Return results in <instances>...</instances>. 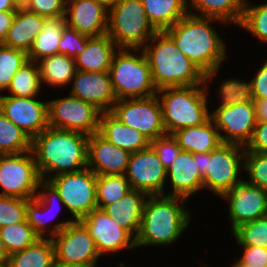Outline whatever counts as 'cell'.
<instances>
[{
    "mask_svg": "<svg viewBox=\"0 0 267 267\" xmlns=\"http://www.w3.org/2000/svg\"><path fill=\"white\" fill-rule=\"evenodd\" d=\"M211 21L224 22L217 18L188 13L175 25L165 30L177 48L204 73V85L217 74L218 68L226 57L225 44L210 25Z\"/></svg>",
    "mask_w": 267,
    "mask_h": 267,
    "instance_id": "obj_1",
    "label": "cell"
},
{
    "mask_svg": "<svg viewBox=\"0 0 267 267\" xmlns=\"http://www.w3.org/2000/svg\"><path fill=\"white\" fill-rule=\"evenodd\" d=\"M88 137L75 131L48 127L31 142V151L41 179L87 168Z\"/></svg>",
    "mask_w": 267,
    "mask_h": 267,
    "instance_id": "obj_2",
    "label": "cell"
},
{
    "mask_svg": "<svg viewBox=\"0 0 267 267\" xmlns=\"http://www.w3.org/2000/svg\"><path fill=\"white\" fill-rule=\"evenodd\" d=\"M143 207L135 246L168 245L176 241L189 226L190 212L184 198L167 195L148 196Z\"/></svg>",
    "mask_w": 267,
    "mask_h": 267,
    "instance_id": "obj_3",
    "label": "cell"
},
{
    "mask_svg": "<svg viewBox=\"0 0 267 267\" xmlns=\"http://www.w3.org/2000/svg\"><path fill=\"white\" fill-rule=\"evenodd\" d=\"M142 49L157 89L204 84V73L176 46L165 31H157Z\"/></svg>",
    "mask_w": 267,
    "mask_h": 267,
    "instance_id": "obj_4",
    "label": "cell"
},
{
    "mask_svg": "<svg viewBox=\"0 0 267 267\" xmlns=\"http://www.w3.org/2000/svg\"><path fill=\"white\" fill-rule=\"evenodd\" d=\"M207 89L208 86L203 84L158 89L157 93L162 94L159 102L167 134L186 127L199 126L210 118L206 99Z\"/></svg>",
    "mask_w": 267,
    "mask_h": 267,
    "instance_id": "obj_5",
    "label": "cell"
},
{
    "mask_svg": "<svg viewBox=\"0 0 267 267\" xmlns=\"http://www.w3.org/2000/svg\"><path fill=\"white\" fill-rule=\"evenodd\" d=\"M129 48H119L109 69L112 88L117 100L149 98L157 95L149 61L144 50L133 55Z\"/></svg>",
    "mask_w": 267,
    "mask_h": 267,
    "instance_id": "obj_6",
    "label": "cell"
},
{
    "mask_svg": "<svg viewBox=\"0 0 267 267\" xmlns=\"http://www.w3.org/2000/svg\"><path fill=\"white\" fill-rule=\"evenodd\" d=\"M156 32L147 18L141 0H119L108 11L107 34L119 48H129L136 52Z\"/></svg>",
    "mask_w": 267,
    "mask_h": 267,
    "instance_id": "obj_7",
    "label": "cell"
},
{
    "mask_svg": "<svg viewBox=\"0 0 267 267\" xmlns=\"http://www.w3.org/2000/svg\"><path fill=\"white\" fill-rule=\"evenodd\" d=\"M55 248V262L63 265L96 267L99 258L94 239L80 221L55 223L50 236Z\"/></svg>",
    "mask_w": 267,
    "mask_h": 267,
    "instance_id": "obj_8",
    "label": "cell"
},
{
    "mask_svg": "<svg viewBox=\"0 0 267 267\" xmlns=\"http://www.w3.org/2000/svg\"><path fill=\"white\" fill-rule=\"evenodd\" d=\"M244 154V146L232 143H222L216 149L207 152L203 188H209L214 194L222 197L240 184L243 180L238 179V174L240 167H244L241 161L244 160Z\"/></svg>",
    "mask_w": 267,
    "mask_h": 267,
    "instance_id": "obj_9",
    "label": "cell"
},
{
    "mask_svg": "<svg viewBox=\"0 0 267 267\" xmlns=\"http://www.w3.org/2000/svg\"><path fill=\"white\" fill-rule=\"evenodd\" d=\"M59 192L63 205L80 221L97 208L96 174L88 167L46 178Z\"/></svg>",
    "mask_w": 267,
    "mask_h": 267,
    "instance_id": "obj_10",
    "label": "cell"
},
{
    "mask_svg": "<svg viewBox=\"0 0 267 267\" xmlns=\"http://www.w3.org/2000/svg\"><path fill=\"white\" fill-rule=\"evenodd\" d=\"M41 180L32 151L0 155V196L33 199Z\"/></svg>",
    "mask_w": 267,
    "mask_h": 267,
    "instance_id": "obj_11",
    "label": "cell"
},
{
    "mask_svg": "<svg viewBox=\"0 0 267 267\" xmlns=\"http://www.w3.org/2000/svg\"><path fill=\"white\" fill-rule=\"evenodd\" d=\"M48 125L90 136L99 131L101 111L78 97L47 101Z\"/></svg>",
    "mask_w": 267,
    "mask_h": 267,
    "instance_id": "obj_12",
    "label": "cell"
},
{
    "mask_svg": "<svg viewBox=\"0 0 267 267\" xmlns=\"http://www.w3.org/2000/svg\"><path fill=\"white\" fill-rule=\"evenodd\" d=\"M110 112L123 124L136 129L150 141L167 134L158 95L117 100Z\"/></svg>",
    "mask_w": 267,
    "mask_h": 267,
    "instance_id": "obj_13",
    "label": "cell"
},
{
    "mask_svg": "<svg viewBox=\"0 0 267 267\" xmlns=\"http://www.w3.org/2000/svg\"><path fill=\"white\" fill-rule=\"evenodd\" d=\"M210 118L218 131L226 132L220 135L222 143L246 147L257 124L255 101L217 107Z\"/></svg>",
    "mask_w": 267,
    "mask_h": 267,
    "instance_id": "obj_14",
    "label": "cell"
},
{
    "mask_svg": "<svg viewBox=\"0 0 267 267\" xmlns=\"http://www.w3.org/2000/svg\"><path fill=\"white\" fill-rule=\"evenodd\" d=\"M125 177L132 189L148 196L165 194L166 169L151 146L130 154Z\"/></svg>",
    "mask_w": 267,
    "mask_h": 267,
    "instance_id": "obj_15",
    "label": "cell"
},
{
    "mask_svg": "<svg viewBox=\"0 0 267 267\" xmlns=\"http://www.w3.org/2000/svg\"><path fill=\"white\" fill-rule=\"evenodd\" d=\"M0 111L32 140L48 125L47 102L35 97L1 96Z\"/></svg>",
    "mask_w": 267,
    "mask_h": 267,
    "instance_id": "obj_16",
    "label": "cell"
},
{
    "mask_svg": "<svg viewBox=\"0 0 267 267\" xmlns=\"http://www.w3.org/2000/svg\"><path fill=\"white\" fill-rule=\"evenodd\" d=\"M80 222L94 239L99 255L136 248L135 239L103 209L95 208Z\"/></svg>",
    "mask_w": 267,
    "mask_h": 267,
    "instance_id": "obj_17",
    "label": "cell"
},
{
    "mask_svg": "<svg viewBox=\"0 0 267 267\" xmlns=\"http://www.w3.org/2000/svg\"><path fill=\"white\" fill-rule=\"evenodd\" d=\"M221 198L229 201V214L233 232L240 225L267 214V191L243 180Z\"/></svg>",
    "mask_w": 267,
    "mask_h": 267,
    "instance_id": "obj_18",
    "label": "cell"
},
{
    "mask_svg": "<svg viewBox=\"0 0 267 267\" xmlns=\"http://www.w3.org/2000/svg\"><path fill=\"white\" fill-rule=\"evenodd\" d=\"M72 80L74 83L70 95L94 105L101 112L112 110L117 98L108 71L84 72L77 70Z\"/></svg>",
    "mask_w": 267,
    "mask_h": 267,
    "instance_id": "obj_19",
    "label": "cell"
},
{
    "mask_svg": "<svg viewBox=\"0 0 267 267\" xmlns=\"http://www.w3.org/2000/svg\"><path fill=\"white\" fill-rule=\"evenodd\" d=\"M129 157V152L110 143L98 132L88 137L87 167L96 175H125Z\"/></svg>",
    "mask_w": 267,
    "mask_h": 267,
    "instance_id": "obj_20",
    "label": "cell"
},
{
    "mask_svg": "<svg viewBox=\"0 0 267 267\" xmlns=\"http://www.w3.org/2000/svg\"><path fill=\"white\" fill-rule=\"evenodd\" d=\"M65 17L69 27L86 36L107 34L108 11L93 0H66Z\"/></svg>",
    "mask_w": 267,
    "mask_h": 267,
    "instance_id": "obj_21",
    "label": "cell"
},
{
    "mask_svg": "<svg viewBox=\"0 0 267 267\" xmlns=\"http://www.w3.org/2000/svg\"><path fill=\"white\" fill-rule=\"evenodd\" d=\"M170 177L172 193L167 196L188 199L190 195L203 189V177L200 175L194 153L181 151L175 161L166 170Z\"/></svg>",
    "mask_w": 267,
    "mask_h": 267,
    "instance_id": "obj_22",
    "label": "cell"
},
{
    "mask_svg": "<svg viewBox=\"0 0 267 267\" xmlns=\"http://www.w3.org/2000/svg\"><path fill=\"white\" fill-rule=\"evenodd\" d=\"M98 133L130 154L150 146V140L145 135L123 124L110 111L101 113Z\"/></svg>",
    "mask_w": 267,
    "mask_h": 267,
    "instance_id": "obj_23",
    "label": "cell"
},
{
    "mask_svg": "<svg viewBox=\"0 0 267 267\" xmlns=\"http://www.w3.org/2000/svg\"><path fill=\"white\" fill-rule=\"evenodd\" d=\"M46 18L19 7L2 45L28 54Z\"/></svg>",
    "mask_w": 267,
    "mask_h": 267,
    "instance_id": "obj_24",
    "label": "cell"
},
{
    "mask_svg": "<svg viewBox=\"0 0 267 267\" xmlns=\"http://www.w3.org/2000/svg\"><path fill=\"white\" fill-rule=\"evenodd\" d=\"M148 195L138 190H130L118 201L106 205L103 210L135 239L140 228L143 207Z\"/></svg>",
    "mask_w": 267,
    "mask_h": 267,
    "instance_id": "obj_25",
    "label": "cell"
},
{
    "mask_svg": "<svg viewBox=\"0 0 267 267\" xmlns=\"http://www.w3.org/2000/svg\"><path fill=\"white\" fill-rule=\"evenodd\" d=\"M115 47L118 49L108 34L89 37L85 49L74 58L77 70L84 72L109 71L113 56L117 52Z\"/></svg>",
    "mask_w": 267,
    "mask_h": 267,
    "instance_id": "obj_26",
    "label": "cell"
},
{
    "mask_svg": "<svg viewBox=\"0 0 267 267\" xmlns=\"http://www.w3.org/2000/svg\"><path fill=\"white\" fill-rule=\"evenodd\" d=\"M220 131L211 118L199 126L186 127L172 133L183 151L207 153L222 144Z\"/></svg>",
    "mask_w": 267,
    "mask_h": 267,
    "instance_id": "obj_27",
    "label": "cell"
},
{
    "mask_svg": "<svg viewBox=\"0 0 267 267\" xmlns=\"http://www.w3.org/2000/svg\"><path fill=\"white\" fill-rule=\"evenodd\" d=\"M187 1L141 0L149 22L157 31H165L187 15Z\"/></svg>",
    "mask_w": 267,
    "mask_h": 267,
    "instance_id": "obj_28",
    "label": "cell"
},
{
    "mask_svg": "<svg viewBox=\"0 0 267 267\" xmlns=\"http://www.w3.org/2000/svg\"><path fill=\"white\" fill-rule=\"evenodd\" d=\"M65 25V16L46 19L27 54L28 60L38 62L42 58L59 54V43Z\"/></svg>",
    "mask_w": 267,
    "mask_h": 267,
    "instance_id": "obj_29",
    "label": "cell"
},
{
    "mask_svg": "<svg viewBox=\"0 0 267 267\" xmlns=\"http://www.w3.org/2000/svg\"><path fill=\"white\" fill-rule=\"evenodd\" d=\"M36 63L39 69L41 84L42 82H47V84L54 87L64 86L72 82L71 80L77 71L74 58L63 54L45 57Z\"/></svg>",
    "mask_w": 267,
    "mask_h": 267,
    "instance_id": "obj_30",
    "label": "cell"
},
{
    "mask_svg": "<svg viewBox=\"0 0 267 267\" xmlns=\"http://www.w3.org/2000/svg\"><path fill=\"white\" fill-rule=\"evenodd\" d=\"M55 248L52 239L39 238L21 252L9 255V267H53Z\"/></svg>",
    "mask_w": 267,
    "mask_h": 267,
    "instance_id": "obj_31",
    "label": "cell"
},
{
    "mask_svg": "<svg viewBox=\"0 0 267 267\" xmlns=\"http://www.w3.org/2000/svg\"><path fill=\"white\" fill-rule=\"evenodd\" d=\"M40 187L45 192L39 193L33 199H29L27 201L26 219L39 238H44L43 234L47 231V227H45L47 222L43 215H41L43 214L40 213L41 210L46 209L48 203H53L55 201L54 199H56V202H58L59 205L61 203L63 204V201L59 192L48 180L42 179L39 183L38 189ZM51 200H53V202H51ZM48 220L50 219L48 218Z\"/></svg>",
    "mask_w": 267,
    "mask_h": 267,
    "instance_id": "obj_32",
    "label": "cell"
},
{
    "mask_svg": "<svg viewBox=\"0 0 267 267\" xmlns=\"http://www.w3.org/2000/svg\"><path fill=\"white\" fill-rule=\"evenodd\" d=\"M191 7L195 8L199 14L190 12L189 14L212 17L224 22L232 21L240 25L243 17V0H189ZM201 13V14H200Z\"/></svg>",
    "mask_w": 267,
    "mask_h": 267,
    "instance_id": "obj_33",
    "label": "cell"
},
{
    "mask_svg": "<svg viewBox=\"0 0 267 267\" xmlns=\"http://www.w3.org/2000/svg\"><path fill=\"white\" fill-rule=\"evenodd\" d=\"M130 190L132 188L125 175H96L97 208L103 209L118 201Z\"/></svg>",
    "mask_w": 267,
    "mask_h": 267,
    "instance_id": "obj_34",
    "label": "cell"
},
{
    "mask_svg": "<svg viewBox=\"0 0 267 267\" xmlns=\"http://www.w3.org/2000/svg\"><path fill=\"white\" fill-rule=\"evenodd\" d=\"M30 137L0 111V155L31 151Z\"/></svg>",
    "mask_w": 267,
    "mask_h": 267,
    "instance_id": "obj_35",
    "label": "cell"
},
{
    "mask_svg": "<svg viewBox=\"0 0 267 267\" xmlns=\"http://www.w3.org/2000/svg\"><path fill=\"white\" fill-rule=\"evenodd\" d=\"M41 87V80L38 65L28 60L13 76L10 86L7 88L10 96L35 97Z\"/></svg>",
    "mask_w": 267,
    "mask_h": 267,
    "instance_id": "obj_36",
    "label": "cell"
},
{
    "mask_svg": "<svg viewBox=\"0 0 267 267\" xmlns=\"http://www.w3.org/2000/svg\"><path fill=\"white\" fill-rule=\"evenodd\" d=\"M0 239L3 241L8 254L11 255L34 244L39 236L33 231L26 219L23 222L1 227Z\"/></svg>",
    "mask_w": 267,
    "mask_h": 267,
    "instance_id": "obj_37",
    "label": "cell"
},
{
    "mask_svg": "<svg viewBox=\"0 0 267 267\" xmlns=\"http://www.w3.org/2000/svg\"><path fill=\"white\" fill-rule=\"evenodd\" d=\"M233 234L241 246H258L267 249V214L240 225Z\"/></svg>",
    "mask_w": 267,
    "mask_h": 267,
    "instance_id": "obj_38",
    "label": "cell"
},
{
    "mask_svg": "<svg viewBox=\"0 0 267 267\" xmlns=\"http://www.w3.org/2000/svg\"><path fill=\"white\" fill-rule=\"evenodd\" d=\"M27 61L24 51L0 44V92L10 86L15 73Z\"/></svg>",
    "mask_w": 267,
    "mask_h": 267,
    "instance_id": "obj_39",
    "label": "cell"
},
{
    "mask_svg": "<svg viewBox=\"0 0 267 267\" xmlns=\"http://www.w3.org/2000/svg\"><path fill=\"white\" fill-rule=\"evenodd\" d=\"M248 5V1H244L240 26L265 43L267 42V3L254 7H248Z\"/></svg>",
    "mask_w": 267,
    "mask_h": 267,
    "instance_id": "obj_40",
    "label": "cell"
},
{
    "mask_svg": "<svg viewBox=\"0 0 267 267\" xmlns=\"http://www.w3.org/2000/svg\"><path fill=\"white\" fill-rule=\"evenodd\" d=\"M220 86L221 105L219 107L253 101L252 82L227 79Z\"/></svg>",
    "mask_w": 267,
    "mask_h": 267,
    "instance_id": "obj_41",
    "label": "cell"
},
{
    "mask_svg": "<svg viewBox=\"0 0 267 267\" xmlns=\"http://www.w3.org/2000/svg\"><path fill=\"white\" fill-rule=\"evenodd\" d=\"M244 169L249 173V184L267 191V153L249 151L245 148Z\"/></svg>",
    "mask_w": 267,
    "mask_h": 267,
    "instance_id": "obj_42",
    "label": "cell"
},
{
    "mask_svg": "<svg viewBox=\"0 0 267 267\" xmlns=\"http://www.w3.org/2000/svg\"><path fill=\"white\" fill-rule=\"evenodd\" d=\"M29 199L0 196V228L26 220V205Z\"/></svg>",
    "mask_w": 267,
    "mask_h": 267,
    "instance_id": "obj_43",
    "label": "cell"
},
{
    "mask_svg": "<svg viewBox=\"0 0 267 267\" xmlns=\"http://www.w3.org/2000/svg\"><path fill=\"white\" fill-rule=\"evenodd\" d=\"M89 36L79 33L67 24L62 30L61 41L59 43V54L75 58L85 49Z\"/></svg>",
    "mask_w": 267,
    "mask_h": 267,
    "instance_id": "obj_44",
    "label": "cell"
},
{
    "mask_svg": "<svg viewBox=\"0 0 267 267\" xmlns=\"http://www.w3.org/2000/svg\"><path fill=\"white\" fill-rule=\"evenodd\" d=\"M150 146L157 153L162 165L167 170L182 149L172 134H165L150 141Z\"/></svg>",
    "mask_w": 267,
    "mask_h": 267,
    "instance_id": "obj_45",
    "label": "cell"
},
{
    "mask_svg": "<svg viewBox=\"0 0 267 267\" xmlns=\"http://www.w3.org/2000/svg\"><path fill=\"white\" fill-rule=\"evenodd\" d=\"M23 7L46 19L66 16V0H27Z\"/></svg>",
    "mask_w": 267,
    "mask_h": 267,
    "instance_id": "obj_46",
    "label": "cell"
},
{
    "mask_svg": "<svg viewBox=\"0 0 267 267\" xmlns=\"http://www.w3.org/2000/svg\"><path fill=\"white\" fill-rule=\"evenodd\" d=\"M243 256L238 262L246 267H267V249L258 246H242Z\"/></svg>",
    "mask_w": 267,
    "mask_h": 267,
    "instance_id": "obj_47",
    "label": "cell"
},
{
    "mask_svg": "<svg viewBox=\"0 0 267 267\" xmlns=\"http://www.w3.org/2000/svg\"><path fill=\"white\" fill-rule=\"evenodd\" d=\"M246 149L253 152L267 153V121H257L253 136Z\"/></svg>",
    "mask_w": 267,
    "mask_h": 267,
    "instance_id": "obj_48",
    "label": "cell"
},
{
    "mask_svg": "<svg viewBox=\"0 0 267 267\" xmlns=\"http://www.w3.org/2000/svg\"><path fill=\"white\" fill-rule=\"evenodd\" d=\"M252 82V95L253 100H264L267 98V61L256 73Z\"/></svg>",
    "mask_w": 267,
    "mask_h": 267,
    "instance_id": "obj_49",
    "label": "cell"
},
{
    "mask_svg": "<svg viewBox=\"0 0 267 267\" xmlns=\"http://www.w3.org/2000/svg\"><path fill=\"white\" fill-rule=\"evenodd\" d=\"M16 11L0 12V44L4 43L8 30L11 27Z\"/></svg>",
    "mask_w": 267,
    "mask_h": 267,
    "instance_id": "obj_50",
    "label": "cell"
},
{
    "mask_svg": "<svg viewBox=\"0 0 267 267\" xmlns=\"http://www.w3.org/2000/svg\"><path fill=\"white\" fill-rule=\"evenodd\" d=\"M257 121H267V98L255 101Z\"/></svg>",
    "mask_w": 267,
    "mask_h": 267,
    "instance_id": "obj_51",
    "label": "cell"
},
{
    "mask_svg": "<svg viewBox=\"0 0 267 267\" xmlns=\"http://www.w3.org/2000/svg\"><path fill=\"white\" fill-rule=\"evenodd\" d=\"M194 159H197L198 170L202 177L206 174V153H194Z\"/></svg>",
    "mask_w": 267,
    "mask_h": 267,
    "instance_id": "obj_52",
    "label": "cell"
},
{
    "mask_svg": "<svg viewBox=\"0 0 267 267\" xmlns=\"http://www.w3.org/2000/svg\"><path fill=\"white\" fill-rule=\"evenodd\" d=\"M19 6L13 0H0V12L16 11Z\"/></svg>",
    "mask_w": 267,
    "mask_h": 267,
    "instance_id": "obj_53",
    "label": "cell"
},
{
    "mask_svg": "<svg viewBox=\"0 0 267 267\" xmlns=\"http://www.w3.org/2000/svg\"><path fill=\"white\" fill-rule=\"evenodd\" d=\"M9 254L5 248L3 241L0 239V265L7 264Z\"/></svg>",
    "mask_w": 267,
    "mask_h": 267,
    "instance_id": "obj_54",
    "label": "cell"
},
{
    "mask_svg": "<svg viewBox=\"0 0 267 267\" xmlns=\"http://www.w3.org/2000/svg\"><path fill=\"white\" fill-rule=\"evenodd\" d=\"M96 3H99L101 6H103L107 11H109L110 9H112L115 4L119 1V0H93Z\"/></svg>",
    "mask_w": 267,
    "mask_h": 267,
    "instance_id": "obj_55",
    "label": "cell"
},
{
    "mask_svg": "<svg viewBox=\"0 0 267 267\" xmlns=\"http://www.w3.org/2000/svg\"><path fill=\"white\" fill-rule=\"evenodd\" d=\"M19 7H23L27 0H13Z\"/></svg>",
    "mask_w": 267,
    "mask_h": 267,
    "instance_id": "obj_56",
    "label": "cell"
},
{
    "mask_svg": "<svg viewBox=\"0 0 267 267\" xmlns=\"http://www.w3.org/2000/svg\"><path fill=\"white\" fill-rule=\"evenodd\" d=\"M53 267H81V266L63 265L55 262Z\"/></svg>",
    "mask_w": 267,
    "mask_h": 267,
    "instance_id": "obj_57",
    "label": "cell"
},
{
    "mask_svg": "<svg viewBox=\"0 0 267 267\" xmlns=\"http://www.w3.org/2000/svg\"><path fill=\"white\" fill-rule=\"evenodd\" d=\"M232 267H246V266L241 265V264L237 261V262H235V263L233 264Z\"/></svg>",
    "mask_w": 267,
    "mask_h": 267,
    "instance_id": "obj_58",
    "label": "cell"
},
{
    "mask_svg": "<svg viewBox=\"0 0 267 267\" xmlns=\"http://www.w3.org/2000/svg\"><path fill=\"white\" fill-rule=\"evenodd\" d=\"M0 267H9L7 264L0 265Z\"/></svg>",
    "mask_w": 267,
    "mask_h": 267,
    "instance_id": "obj_59",
    "label": "cell"
},
{
    "mask_svg": "<svg viewBox=\"0 0 267 267\" xmlns=\"http://www.w3.org/2000/svg\"><path fill=\"white\" fill-rule=\"evenodd\" d=\"M120 265H122V266H118V267H126V266H124V264L123 263H120ZM128 267V266H127Z\"/></svg>",
    "mask_w": 267,
    "mask_h": 267,
    "instance_id": "obj_60",
    "label": "cell"
}]
</instances>
